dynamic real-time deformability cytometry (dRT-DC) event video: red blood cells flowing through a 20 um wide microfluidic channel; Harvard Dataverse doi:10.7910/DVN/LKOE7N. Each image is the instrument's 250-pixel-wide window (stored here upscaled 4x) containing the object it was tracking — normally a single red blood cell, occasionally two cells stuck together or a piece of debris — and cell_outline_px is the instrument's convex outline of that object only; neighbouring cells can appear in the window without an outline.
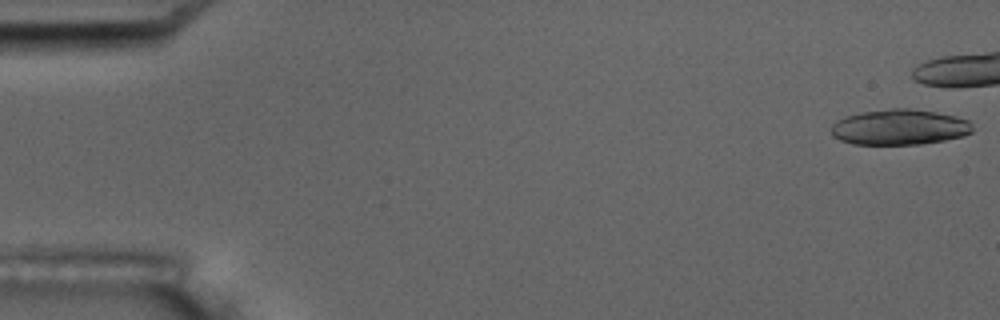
{"species": "common noctule bat (a hibernating species)", "species_latin": "Nyctalus noctula", "temperature_condition": "room temperature", "stored_images_in_passage": 19, "camera_frame_rate_fps": 3000, "um_per_image_px": 0.085, "animal": {"sex": "male", "body_mass_g": 17.5, "forearm_length_mm": 52.3}, "frame": {"image": 1, "passage_image": 1, "time_ms": 0.0, "image_size_px": [1000, 320], "cell_outline_px": [[972, 132], [964, 136], [944, 140], [920, 144], [852, 144], [840, 140], [832, 136], [832, 124], [836, 120], [844, 116], [860, 112], [888, 108], [908, 108], [936, 112], [956, 116], [968, 120], [972, 124]], "centroid_in_image_um": [76.44, 10.8], "position_along_channel_um": 8.6, "area_um2": 29.48}, "authors_computed_cell_mechanics": {"area_um2": 22.7154, "velocity_mm_per_s": 3.4432, "shape_relaxation_time_tau1_ms": null, "shape_relaxation_time_tau2_ms": 2.1575, "deformation_change_tau1": null, "deformation_change_tau2": 0.1004}}